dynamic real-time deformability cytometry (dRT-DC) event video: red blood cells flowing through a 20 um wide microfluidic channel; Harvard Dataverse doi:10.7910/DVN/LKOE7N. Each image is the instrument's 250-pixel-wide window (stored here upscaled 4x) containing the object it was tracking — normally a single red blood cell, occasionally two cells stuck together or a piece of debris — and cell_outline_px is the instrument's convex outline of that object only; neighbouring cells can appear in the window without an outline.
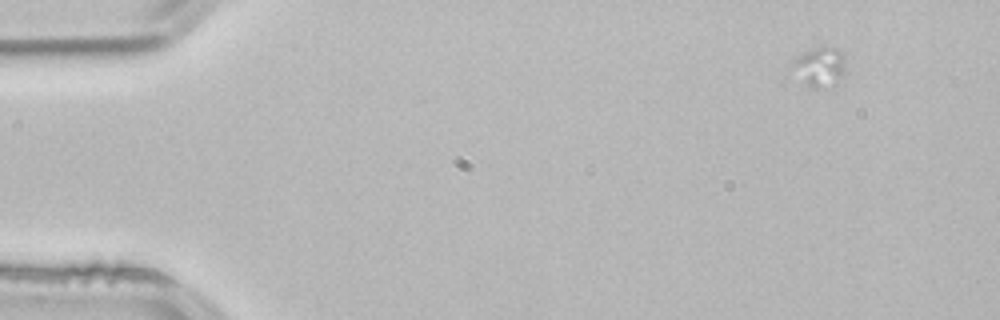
{"species": "common noctule bat (a hibernating species)", "species_latin": "Nyctalus noctula", "temperature_condition": "room temperature", "stored_images_in_passage": 3, "camera_frame_rate_fps": 3000, "um_per_image_px": 0.085, "animal": {"sex": "male", "body_mass_g": 21.5, "forearm_length_mm": 52.0}, "frame": {"image": 1, "passage_image": 1, "time_ms": 0.0, "image_size_px": [1000, 320], "cell_outline_px": [[844, 68], [836, 84], [816, 88], [812, 88], [792, 68], [792, 60], [804, 52], [820, 44], [836, 48], [844, 52]], "centroid_in_image_um": [69.7, 5.6], "position_along_channel_um": 15.3, "area_um2": 12.02}}
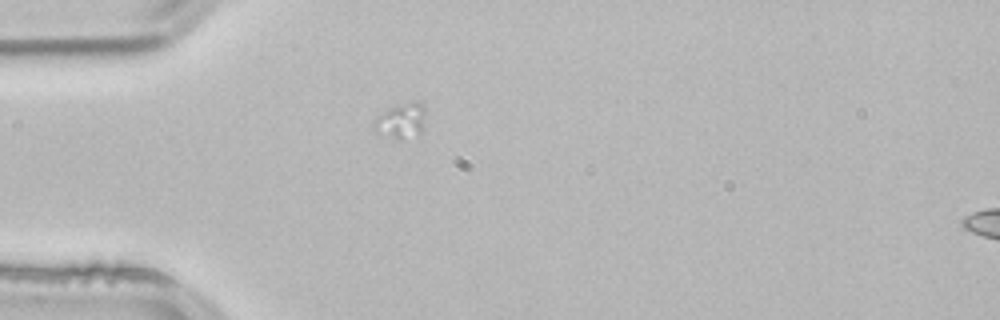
{"frame": {"image": 2, "passage_image": 3, "time_ms": 0.667, "image_size_px": [1000, 320], "cell_outline_px": [[424, 128], [420, 136], [396, 140], [376, 132], [372, 128], [372, 124], [376, 116], [380, 112], [388, 108], [404, 104], [424, 104]], "centroid_in_image_um": [34.05, 10.34], "position_along_channel_um": 50.9, "area_um2": 10.75}}